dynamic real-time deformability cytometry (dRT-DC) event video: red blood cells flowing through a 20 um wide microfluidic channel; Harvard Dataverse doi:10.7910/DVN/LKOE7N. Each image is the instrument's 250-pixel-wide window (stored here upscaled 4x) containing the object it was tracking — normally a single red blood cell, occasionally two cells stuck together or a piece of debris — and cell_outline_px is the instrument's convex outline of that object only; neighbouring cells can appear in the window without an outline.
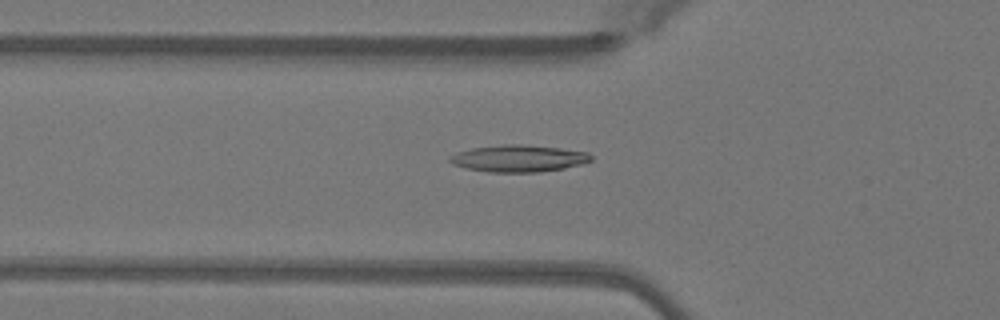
{"species": "Egyptian fruit bat (a non-hibernating species)", "species_latin": "Rousettus aegyptiacus", "temperature_condition": "warm", "stored_images_in_passage": 37, "camera_frame_rate_fps": 3000, "um_per_image_px": 0.085, "animal": {"sex": "female"}, "frame": {"image": 1, "passage_image": 11, "time_ms": 3.333, "image_size_px": [1000, 320], "cell_outline_px": [[592, 160], [580, 164], [564, 168], [540, 172], [488, 172], [468, 168], [452, 164], [448, 160], [448, 156], [456, 152], [472, 148], [504, 144], [520, 144], [560, 148], [588, 152], [592, 156]], "centroid_in_image_um": [44.05, 13.46], "position_along_channel_um": 81.7, "area_um2": 22.14}}
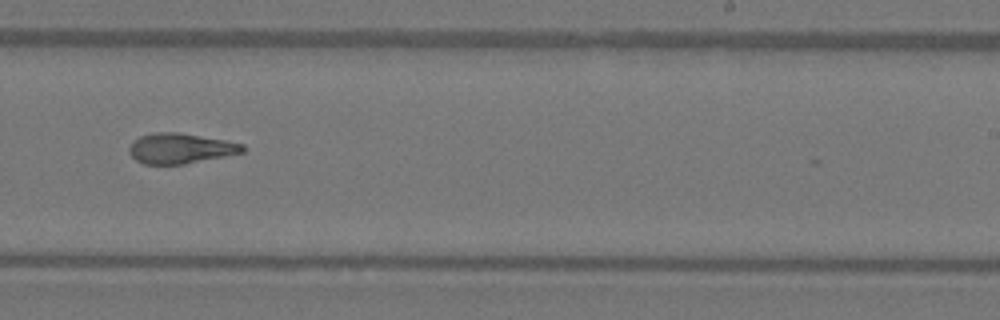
{"frame": {"image": 2, "passage_image": 25, "time_ms": 8.0, "image_size_px": [1000, 320], "cell_outline_px": [[244, 152], [184, 164], [144, 164], [136, 160], [128, 152], [128, 148], [132, 140], [140, 136], [152, 132], [176, 132], [224, 140], [244, 144]], "centroid_in_image_um": [15.28, 12.61], "position_along_channel_um": 273.7, "area_um2": 19.94}}
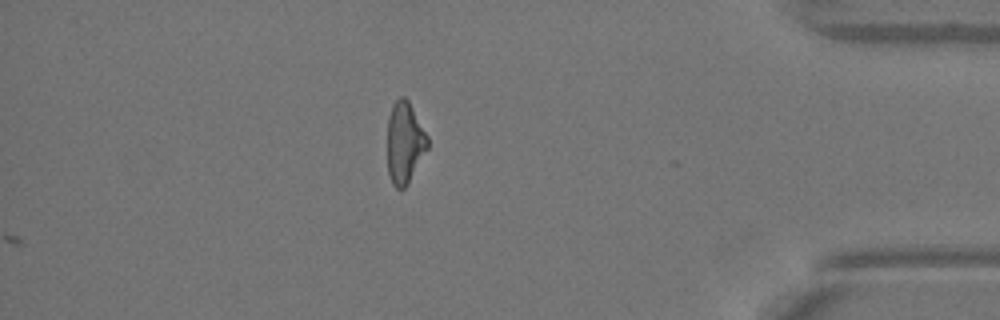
{"frame": {"image": 3, "passage_image": 37, "time_ms": 12.0, "image_size_px": [1000, 320], "cell_outline_px": [[428, 148], [408, 184], [404, 188], [396, 188], [392, 184], [388, 172], [388, 116], [392, 104], [400, 96], [404, 96], [408, 100], [428, 136]], "centroid_in_image_um": [34.4, 12.12], "position_along_channel_um": 400.8, "area_um2": 19.13}, "authors_computed_cell_mechanics": {"area_um2": 20.4034, "velocity_mm_per_s": 4.1067, "shape_relaxation_time_tau1_ms": null, "shape_relaxation_time_tau2_ms": 2.9086, "deformation_change_tau1": null, "deformation_change_tau2": 0.1261}}